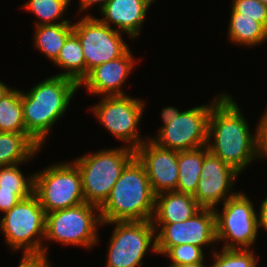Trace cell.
I'll list each match as a JSON object with an SVG mask.
<instances>
[{"label":"cell","mask_w":267,"mask_h":267,"mask_svg":"<svg viewBox=\"0 0 267 267\" xmlns=\"http://www.w3.org/2000/svg\"><path fill=\"white\" fill-rule=\"evenodd\" d=\"M240 109L226 92L211 109L207 140L208 150L238 173L257 159V131L251 132Z\"/></svg>","instance_id":"1"},{"label":"cell","mask_w":267,"mask_h":267,"mask_svg":"<svg viewBox=\"0 0 267 267\" xmlns=\"http://www.w3.org/2000/svg\"><path fill=\"white\" fill-rule=\"evenodd\" d=\"M78 89L75 80L52 75L34 85L29 92L21 90L26 134L38 145L44 146L51 127L64 116Z\"/></svg>","instance_id":"2"},{"label":"cell","mask_w":267,"mask_h":267,"mask_svg":"<svg viewBox=\"0 0 267 267\" xmlns=\"http://www.w3.org/2000/svg\"><path fill=\"white\" fill-rule=\"evenodd\" d=\"M155 197L145 167L135 156L100 207L102 222L151 221Z\"/></svg>","instance_id":"3"},{"label":"cell","mask_w":267,"mask_h":267,"mask_svg":"<svg viewBox=\"0 0 267 267\" xmlns=\"http://www.w3.org/2000/svg\"><path fill=\"white\" fill-rule=\"evenodd\" d=\"M134 157L135 150L123 145L73 160L81 175L85 201L100 208L110 196L123 169Z\"/></svg>","instance_id":"4"},{"label":"cell","mask_w":267,"mask_h":267,"mask_svg":"<svg viewBox=\"0 0 267 267\" xmlns=\"http://www.w3.org/2000/svg\"><path fill=\"white\" fill-rule=\"evenodd\" d=\"M3 215L0 219V230L14 253L22 250L23 253L48 254L49 245L45 246L43 243L46 214L34 193L21 199Z\"/></svg>","instance_id":"5"},{"label":"cell","mask_w":267,"mask_h":267,"mask_svg":"<svg viewBox=\"0 0 267 267\" xmlns=\"http://www.w3.org/2000/svg\"><path fill=\"white\" fill-rule=\"evenodd\" d=\"M102 223L100 208L87 202L55 210L46 213L44 241L91 249L99 241L97 230Z\"/></svg>","instance_id":"6"},{"label":"cell","mask_w":267,"mask_h":267,"mask_svg":"<svg viewBox=\"0 0 267 267\" xmlns=\"http://www.w3.org/2000/svg\"><path fill=\"white\" fill-rule=\"evenodd\" d=\"M34 194L46 213L85 201L81 175L74 162H60L34 172Z\"/></svg>","instance_id":"7"},{"label":"cell","mask_w":267,"mask_h":267,"mask_svg":"<svg viewBox=\"0 0 267 267\" xmlns=\"http://www.w3.org/2000/svg\"><path fill=\"white\" fill-rule=\"evenodd\" d=\"M248 197L239 191L222 203V211L214 209L216 240L224 242L221 249H250L256 244L260 214Z\"/></svg>","instance_id":"8"},{"label":"cell","mask_w":267,"mask_h":267,"mask_svg":"<svg viewBox=\"0 0 267 267\" xmlns=\"http://www.w3.org/2000/svg\"><path fill=\"white\" fill-rule=\"evenodd\" d=\"M114 225L105 267H140L150 250L157 253L156 230L152 221L107 222Z\"/></svg>","instance_id":"9"},{"label":"cell","mask_w":267,"mask_h":267,"mask_svg":"<svg viewBox=\"0 0 267 267\" xmlns=\"http://www.w3.org/2000/svg\"><path fill=\"white\" fill-rule=\"evenodd\" d=\"M144 100L128 96H102L91 111L99 123L125 146L136 150L145 138L140 137L139 122L144 114Z\"/></svg>","instance_id":"10"},{"label":"cell","mask_w":267,"mask_h":267,"mask_svg":"<svg viewBox=\"0 0 267 267\" xmlns=\"http://www.w3.org/2000/svg\"><path fill=\"white\" fill-rule=\"evenodd\" d=\"M225 93L215 96L211 103L181 111L150 139L162 148L175 151H189L207 146L211 109Z\"/></svg>","instance_id":"11"},{"label":"cell","mask_w":267,"mask_h":267,"mask_svg":"<svg viewBox=\"0 0 267 267\" xmlns=\"http://www.w3.org/2000/svg\"><path fill=\"white\" fill-rule=\"evenodd\" d=\"M85 57V77L96 66L122 56L129 46L122 32L102 23L97 17L85 15L73 24Z\"/></svg>","instance_id":"12"},{"label":"cell","mask_w":267,"mask_h":267,"mask_svg":"<svg viewBox=\"0 0 267 267\" xmlns=\"http://www.w3.org/2000/svg\"><path fill=\"white\" fill-rule=\"evenodd\" d=\"M153 226L156 230V248L159 255H164L171 247L181 244L204 248L217 243L214 209L201 208L183 222Z\"/></svg>","instance_id":"13"},{"label":"cell","mask_w":267,"mask_h":267,"mask_svg":"<svg viewBox=\"0 0 267 267\" xmlns=\"http://www.w3.org/2000/svg\"><path fill=\"white\" fill-rule=\"evenodd\" d=\"M240 173L208 151L204 156L198 187L193 195L201 208L215 209L239 191L233 184Z\"/></svg>","instance_id":"14"},{"label":"cell","mask_w":267,"mask_h":267,"mask_svg":"<svg viewBox=\"0 0 267 267\" xmlns=\"http://www.w3.org/2000/svg\"><path fill=\"white\" fill-rule=\"evenodd\" d=\"M135 156L145 167L155 195L176 190L179 177L177 151L162 148L148 138L135 150Z\"/></svg>","instance_id":"15"},{"label":"cell","mask_w":267,"mask_h":267,"mask_svg":"<svg viewBox=\"0 0 267 267\" xmlns=\"http://www.w3.org/2000/svg\"><path fill=\"white\" fill-rule=\"evenodd\" d=\"M133 53L128 49L117 59L102 63L92 69L81 81L79 88L84 86L91 95L127 96L123 86L136 65Z\"/></svg>","instance_id":"16"},{"label":"cell","mask_w":267,"mask_h":267,"mask_svg":"<svg viewBox=\"0 0 267 267\" xmlns=\"http://www.w3.org/2000/svg\"><path fill=\"white\" fill-rule=\"evenodd\" d=\"M156 0H109L99 11L103 15L98 18L102 23L113 27L131 39H135L144 25L146 13ZM111 24V25H110Z\"/></svg>","instance_id":"17"},{"label":"cell","mask_w":267,"mask_h":267,"mask_svg":"<svg viewBox=\"0 0 267 267\" xmlns=\"http://www.w3.org/2000/svg\"><path fill=\"white\" fill-rule=\"evenodd\" d=\"M201 207L193 195L177 191L163 192L155 197L153 224L183 222L196 214Z\"/></svg>","instance_id":"18"},{"label":"cell","mask_w":267,"mask_h":267,"mask_svg":"<svg viewBox=\"0 0 267 267\" xmlns=\"http://www.w3.org/2000/svg\"><path fill=\"white\" fill-rule=\"evenodd\" d=\"M41 149L26 133L0 132V167L26 163Z\"/></svg>","instance_id":"19"},{"label":"cell","mask_w":267,"mask_h":267,"mask_svg":"<svg viewBox=\"0 0 267 267\" xmlns=\"http://www.w3.org/2000/svg\"><path fill=\"white\" fill-rule=\"evenodd\" d=\"M228 39L238 46H258L267 40V28L252 17L242 16L231 7Z\"/></svg>","instance_id":"20"},{"label":"cell","mask_w":267,"mask_h":267,"mask_svg":"<svg viewBox=\"0 0 267 267\" xmlns=\"http://www.w3.org/2000/svg\"><path fill=\"white\" fill-rule=\"evenodd\" d=\"M207 146L189 151H177L178 184L177 192L194 195L202 170L204 156L208 152Z\"/></svg>","instance_id":"21"},{"label":"cell","mask_w":267,"mask_h":267,"mask_svg":"<svg viewBox=\"0 0 267 267\" xmlns=\"http://www.w3.org/2000/svg\"><path fill=\"white\" fill-rule=\"evenodd\" d=\"M34 47L54 62L67 37L73 32V24L59 23L54 25L35 26Z\"/></svg>","instance_id":"22"},{"label":"cell","mask_w":267,"mask_h":267,"mask_svg":"<svg viewBox=\"0 0 267 267\" xmlns=\"http://www.w3.org/2000/svg\"><path fill=\"white\" fill-rule=\"evenodd\" d=\"M53 64L64 70L56 74L57 76L68 77L78 84L85 78V57L80 40L74 32L67 37Z\"/></svg>","instance_id":"23"},{"label":"cell","mask_w":267,"mask_h":267,"mask_svg":"<svg viewBox=\"0 0 267 267\" xmlns=\"http://www.w3.org/2000/svg\"><path fill=\"white\" fill-rule=\"evenodd\" d=\"M0 132L26 133L21 90L14 88L0 99Z\"/></svg>","instance_id":"24"},{"label":"cell","mask_w":267,"mask_h":267,"mask_svg":"<svg viewBox=\"0 0 267 267\" xmlns=\"http://www.w3.org/2000/svg\"><path fill=\"white\" fill-rule=\"evenodd\" d=\"M70 2L71 0H28L22 9L35 14V17L38 18L35 26L71 23L63 18ZM60 19L61 21L57 22Z\"/></svg>","instance_id":"25"},{"label":"cell","mask_w":267,"mask_h":267,"mask_svg":"<svg viewBox=\"0 0 267 267\" xmlns=\"http://www.w3.org/2000/svg\"><path fill=\"white\" fill-rule=\"evenodd\" d=\"M19 165L0 167V190L14 191L25 199L34 193V174L25 178Z\"/></svg>","instance_id":"26"},{"label":"cell","mask_w":267,"mask_h":267,"mask_svg":"<svg viewBox=\"0 0 267 267\" xmlns=\"http://www.w3.org/2000/svg\"><path fill=\"white\" fill-rule=\"evenodd\" d=\"M214 246L213 263L209 267H257V255L253 249H220L217 251ZM255 252V253H253Z\"/></svg>","instance_id":"27"},{"label":"cell","mask_w":267,"mask_h":267,"mask_svg":"<svg viewBox=\"0 0 267 267\" xmlns=\"http://www.w3.org/2000/svg\"><path fill=\"white\" fill-rule=\"evenodd\" d=\"M204 249L191 244H181L171 247L163 256L171 261L170 267H177L189 264L205 262Z\"/></svg>","instance_id":"28"},{"label":"cell","mask_w":267,"mask_h":267,"mask_svg":"<svg viewBox=\"0 0 267 267\" xmlns=\"http://www.w3.org/2000/svg\"><path fill=\"white\" fill-rule=\"evenodd\" d=\"M231 6L237 13L252 17L267 28V5L258 0H232Z\"/></svg>","instance_id":"29"},{"label":"cell","mask_w":267,"mask_h":267,"mask_svg":"<svg viewBox=\"0 0 267 267\" xmlns=\"http://www.w3.org/2000/svg\"><path fill=\"white\" fill-rule=\"evenodd\" d=\"M260 122L256 125L257 131V160L267 158V109L260 116Z\"/></svg>","instance_id":"30"},{"label":"cell","mask_w":267,"mask_h":267,"mask_svg":"<svg viewBox=\"0 0 267 267\" xmlns=\"http://www.w3.org/2000/svg\"><path fill=\"white\" fill-rule=\"evenodd\" d=\"M18 267H51L46 253H22Z\"/></svg>","instance_id":"31"},{"label":"cell","mask_w":267,"mask_h":267,"mask_svg":"<svg viewBox=\"0 0 267 267\" xmlns=\"http://www.w3.org/2000/svg\"><path fill=\"white\" fill-rule=\"evenodd\" d=\"M20 200L21 198L14 191L0 190V212L5 213L10 210Z\"/></svg>","instance_id":"32"},{"label":"cell","mask_w":267,"mask_h":267,"mask_svg":"<svg viewBox=\"0 0 267 267\" xmlns=\"http://www.w3.org/2000/svg\"><path fill=\"white\" fill-rule=\"evenodd\" d=\"M80 2L79 4V13L89 10V8L91 9V7L94 5H99V11L105 6V4L109 1V0H79ZM88 8V9H87Z\"/></svg>","instance_id":"33"},{"label":"cell","mask_w":267,"mask_h":267,"mask_svg":"<svg viewBox=\"0 0 267 267\" xmlns=\"http://www.w3.org/2000/svg\"><path fill=\"white\" fill-rule=\"evenodd\" d=\"M181 112L176 107L168 106L162 109L161 117L163 121V125L160 127V129L163 126H166L168 123L171 122V119L175 117V115H179Z\"/></svg>","instance_id":"34"},{"label":"cell","mask_w":267,"mask_h":267,"mask_svg":"<svg viewBox=\"0 0 267 267\" xmlns=\"http://www.w3.org/2000/svg\"><path fill=\"white\" fill-rule=\"evenodd\" d=\"M260 227L267 231V197L262 200L259 207Z\"/></svg>","instance_id":"35"},{"label":"cell","mask_w":267,"mask_h":267,"mask_svg":"<svg viewBox=\"0 0 267 267\" xmlns=\"http://www.w3.org/2000/svg\"><path fill=\"white\" fill-rule=\"evenodd\" d=\"M12 89L13 87L11 88L7 84L0 81V99L7 95Z\"/></svg>","instance_id":"36"},{"label":"cell","mask_w":267,"mask_h":267,"mask_svg":"<svg viewBox=\"0 0 267 267\" xmlns=\"http://www.w3.org/2000/svg\"><path fill=\"white\" fill-rule=\"evenodd\" d=\"M205 262L198 263V264H189V265H182V266H177V267H208L205 265Z\"/></svg>","instance_id":"37"},{"label":"cell","mask_w":267,"mask_h":267,"mask_svg":"<svg viewBox=\"0 0 267 267\" xmlns=\"http://www.w3.org/2000/svg\"><path fill=\"white\" fill-rule=\"evenodd\" d=\"M258 1H260L261 3L267 5V0H258Z\"/></svg>","instance_id":"38"}]
</instances>
